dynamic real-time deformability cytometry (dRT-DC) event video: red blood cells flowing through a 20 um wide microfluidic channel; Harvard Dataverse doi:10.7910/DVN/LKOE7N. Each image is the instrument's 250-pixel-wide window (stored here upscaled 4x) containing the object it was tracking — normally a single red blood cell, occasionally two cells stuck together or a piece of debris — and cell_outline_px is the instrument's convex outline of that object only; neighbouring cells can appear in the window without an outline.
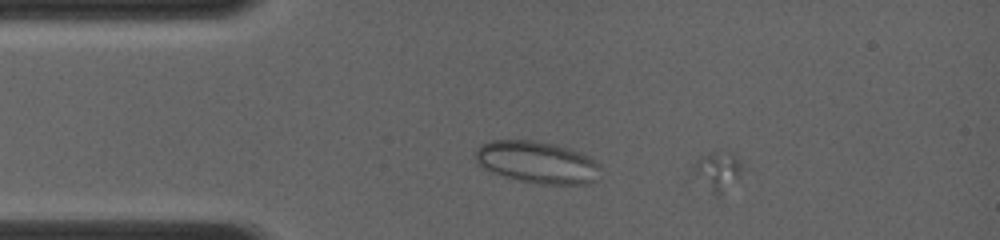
{"species": "common noctule bat (a hibernating species)", "species_latin": "Nyctalus noctula", "temperature_condition": "room temperature", "stored_images_in_passage": 11, "camera_frame_rate_fps": 4000, "um_per_image_px": 0.085, "animal": {"sex": "female", "body_mass_g": 19.0, "forearm_length_mm": 56.7}, "frame": {"image": 1, "passage_image": 3, "time_ms": 0.75, "image_size_px": [1000, 240], "cell_outline_px": [[744, 168], [720, 196], [716, 196], [712, 192], [692, 168], [692, 164], [700, 156], [708, 152], [736, 152]], "centroid_in_image_um": [61.04, 14.45], "position_along_channel_um": 24.0, "area_um2": 10.69}}
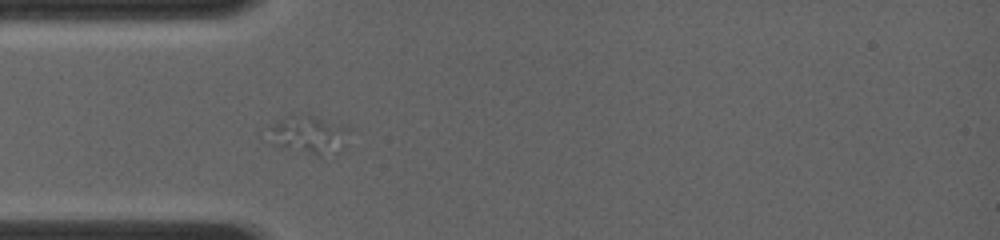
{"frame": {"image": 2, "passage_image": 9, "time_ms": 3.0, "image_size_px": [1000, 240], "cell_outline_px": [[348, 128], [328, 152], [320, 160], [280, 144], [272, 128], [280, 120], [312, 116]], "centroid_in_image_um": [26.24, 11.49], "position_along_channel_um": 58.8, "area_um2": 14.85}}
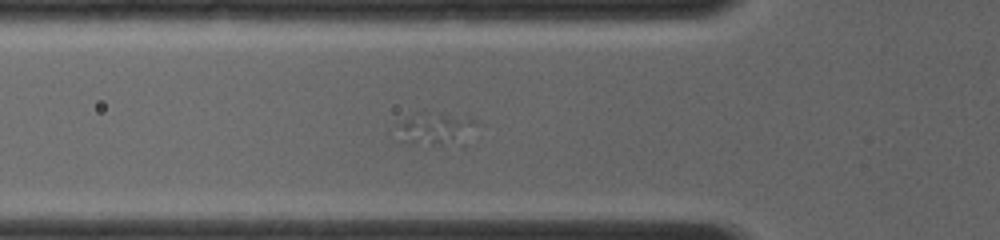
{"frame": {"image": 3, "passage_image": 11, "time_ms": 3.75, "image_size_px": [1000, 240], "cell_outline_px": [[464, 144], [460, 148], [404, 140], [396, 132], [396, 128], [400, 124], [416, 112], [424, 108], [440, 112], [456, 120], [460, 124]], "centroid_in_image_um": [36.69, 10.97], "position_along_channel_um": 89.1, "area_um2": 13.18}}